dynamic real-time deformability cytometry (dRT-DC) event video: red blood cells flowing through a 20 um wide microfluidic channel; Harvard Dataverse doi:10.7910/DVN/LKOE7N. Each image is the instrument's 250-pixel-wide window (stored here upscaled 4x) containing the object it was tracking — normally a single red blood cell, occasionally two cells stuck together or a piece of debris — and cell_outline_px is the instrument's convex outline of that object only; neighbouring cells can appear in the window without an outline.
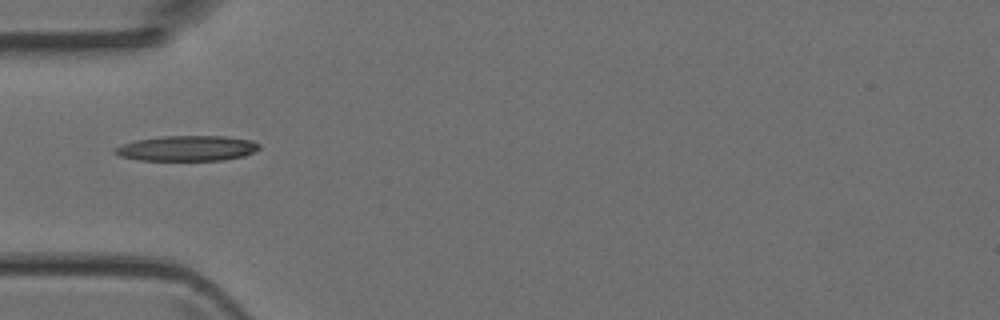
{"species": "Egyptian fruit bat (a non-hibernating species)", "species_latin": "Rousettus aegyptiacus", "temperature_condition": "room temperature", "stored_images_in_passage": 6, "camera_frame_rate_fps": 3000, "um_per_image_px": 0.085, "animal": {"sex": "female"}, "frame": {"image": 1, "passage_image": 5, "time_ms": 1.333, "image_size_px": [1000, 320], "cell_outline_px": [[260, 148], [244, 156], [224, 160], [140, 160], [120, 156], [112, 152], [112, 148], [136, 140], [160, 136], [224, 136], [252, 140], [260, 144]], "centroid_in_image_um": [15.89, 12.6], "position_along_channel_um": 69.1, "area_um2": 21.33}}
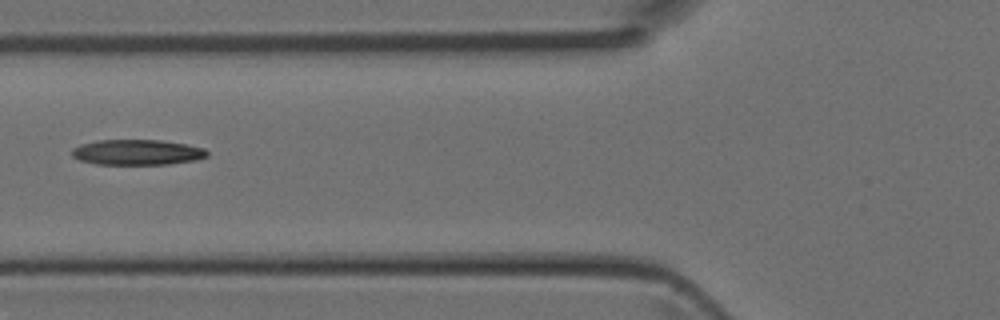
{"frame": {"image": 2, "passage_image": 6, "time_ms": 1.667, "image_size_px": [1000, 320], "cell_outline_px": [[208, 156], [196, 160], [168, 164], [96, 164], [80, 160], [72, 156], [72, 148], [80, 144], [96, 140], [160, 140], [184, 144], [204, 148], [208, 152]], "centroid_in_image_um": [11.64, 12.94], "position_along_channel_um": 114.2, "area_um2": 20.0}}